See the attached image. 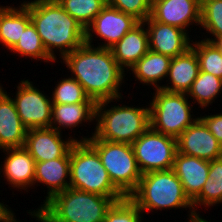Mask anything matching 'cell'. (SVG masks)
Listing matches in <instances>:
<instances>
[{
    "mask_svg": "<svg viewBox=\"0 0 222 222\" xmlns=\"http://www.w3.org/2000/svg\"><path fill=\"white\" fill-rule=\"evenodd\" d=\"M111 102L115 101L112 99L96 103V123H93L96 127L90 137L94 135L104 141L132 144L150 127L149 105L116 106V103L112 105Z\"/></svg>",
    "mask_w": 222,
    "mask_h": 222,
    "instance_id": "5b68a950",
    "label": "cell"
},
{
    "mask_svg": "<svg viewBox=\"0 0 222 222\" xmlns=\"http://www.w3.org/2000/svg\"><path fill=\"white\" fill-rule=\"evenodd\" d=\"M70 187L112 198L125 196L113 185L97 151L88 142H75L70 149Z\"/></svg>",
    "mask_w": 222,
    "mask_h": 222,
    "instance_id": "8992f818",
    "label": "cell"
},
{
    "mask_svg": "<svg viewBox=\"0 0 222 222\" xmlns=\"http://www.w3.org/2000/svg\"><path fill=\"white\" fill-rule=\"evenodd\" d=\"M191 48L197 55L200 71L222 79V51L218 45L199 39L192 41Z\"/></svg>",
    "mask_w": 222,
    "mask_h": 222,
    "instance_id": "83f0119b",
    "label": "cell"
},
{
    "mask_svg": "<svg viewBox=\"0 0 222 222\" xmlns=\"http://www.w3.org/2000/svg\"><path fill=\"white\" fill-rule=\"evenodd\" d=\"M28 11L48 55L55 62L85 43V29L57 0L28 1Z\"/></svg>",
    "mask_w": 222,
    "mask_h": 222,
    "instance_id": "7a4b0ae2",
    "label": "cell"
},
{
    "mask_svg": "<svg viewBox=\"0 0 222 222\" xmlns=\"http://www.w3.org/2000/svg\"><path fill=\"white\" fill-rule=\"evenodd\" d=\"M187 222H211V221L204 219V217L201 216L198 211V213L193 215Z\"/></svg>",
    "mask_w": 222,
    "mask_h": 222,
    "instance_id": "8d00e7d4",
    "label": "cell"
},
{
    "mask_svg": "<svg viewBox=\"0 0 222 222\" xmlns=\"http://www.w3.org/2000/svg\"><path fill=\"white\" fill-rule=\"evenodd\" d=\"M177 152L212 161L222 157V146L199 118L176 138Z\"/></svg>",
    "mask_w": 222,
    "mask_h": 222,
    "instance_id": "9a60e30c",
    "label": "cell"
},
{
    "mask_svg": "<svg viewBox=\"0 0 222 222\" xmlns=\"http://www.w3.org/2000/svg\"><path fill=\"white\" fill-rule=\"evenodd\" d=\"M222 92V79L199 71L198 76L192 83L190 90L187 92V96L193 99L194 103H197L199 108L206 109L215 102L216 98ZM220 93V94H219Z\"/></svg>",
    "mask_w": 222,
    "mask_h": 222,
    "instance_id": "484cf974",
    "label": "cell"
},
{
    "mask_svg": "<svg viewBox=\"0 0 222 222\" xmlns=\"http://www.w3.org/2000/svg\"><path fill=\"white\" fill-rule=\"evenodd\" d=\"M12 96L18 115L27 129L49 128L51 125V97L25 78L19 82Z\"/></svg>",
    "mask_w": 222,
    "mask_h": 222,
    "instance_id": "30bf717a",
    "label": "cell"
},
{
    "mask_svg": "<svg viewBox=\"0 0 222 222\" xmlns=\"http://www.w3.org/2000/svg\"><path fill=\"white\" fill-rule=\"evenodd\" d=\"M172 170L181 181L185 194L192 201L208 179L209 161L177 152Z\"/></svg>",
    "mask_w": 222,
    "mask_h": 222,
    "instance_id": "d6986e66",
    "label": "cell"
},
{
    "mask_svg": "<svg viewBox=\"0 0 222 222\" xmlns=\"http://www.w3.org/2000/svg\"><path fill=\"white\" fill-rule=\"evenodd\" d=\"M215 43L218 45V47H219V48L221 49V51H222V38H221V39H218Z\"/></svg>",
    "mask_w": 222,
    "mask_h": 222,
    "instance_id": "74e56055",
    "label": "cell"
},
{
    "mask_svg": "<svg viewBox=\"0 0 222 222\" xmlns=\"http://www.w3.org/2000/svg\"><path fill=\"white\" fill-rule=\"evenodd\" d=\"M171 57L148 50V52L132 67L133 77L139 83L161 89L162 81L167 80ZM161 81V82H160Z\"/></svg>",
    "mask_w": 222,
    "mask_h": 222,
    "instance_id": "603a6c76",
    "label": "cell"
},
{
    "mask_svg": "<svg viewBox=\"0 0 222 222\" xmlns=\"http://www.w3.org/2000/svg\"><path fill=\"white\" fill-rule=\"evenodd\" d=\"M129 198L142 213L182 208L189 209L187 219L195 215L192 201L185 194L181 181L172 169L142 174L136 190Z\"/></svg>",
    "mask_w": 222,
    "mask_h": 222,
    "instance_id": "277c9868",
    "label": "cell"
},
{
    "mask_svg": "<svg viewBox=\"0 0 222 222\" xmlns=\"http://www.w3.org/2000/svg\"><path fill=\"white\" fill-rule=\"evenodd\" d=\"M80 142H88L97 151L113 185L125 197H129L136 190L142 173L138 168L132 144L104 141L94 135H82Z\"/></svg>",
    "mask_w": 222,
    "mask_h": 222,
    "instance_id": "52a82bcc",
    "label": "cell"
},
{
    "mask_svg": "<svg viewBox=\"0 0 222 222\" xmlns=\"http://www.w3.org/2000/svg\"><path fill=\"white\" fill-rule=\"evenodd\" d=\"M154 91L152 100L148 103L150 128L164 135L179 137L198 119L191 114L194 105L190 102L193 101L188 100L186 93L168 92L162 89Z\"/></svg>",
    "mask_w": 222,
    "mask_h": 222,
    "instance_id": "ba28073f",
    "label": "cell"
},
{
    "mask_svg": "<svg viewBox=\"0 0 222 222\" xmlns=\"http://www.w3.org/2000/svg\"><path fill=\"white\" fill-rule=\"evenodd\" d=\"M1 84V83H0ZM27 128L23 125L14 101L0 85V150L23 147Z\"/></svg>",
    "mask_w": 222,
    "mask_h": 222,
    "instance_id": "e0dca14e",
    "label": "cell"
},
{
    "mask_svg": "<svg viewBox=\"0 0 222 222\" xmlns=\"http://www.w3.org/2000/svg\"><path fill=\"white\" fill-rule=\"evenodd\" d=\"M222 146V112L199 117Z\"/></svg>",
    "mask_w": 222,
    "mask_h": 222,
    "instance_id": "836d02e7",
    "label": "cell"
},
{
    "mask_svg": "<svg viewBox=\"0 0 222 222\" xmlns=\"http://www.w3.org/2000/svg\"><path fill=\"white\" fill-rule=\"evenodd\" d=\"M31 22L28 1L20 6H0V44L11 50L19 41L22 32Z\"/></svg>",
    "mask_w": 222,
    "mask_h": 222,
    "instance_id": "7402d4cb",
    "label": "cell"
},
{
    "mask_svg": "<svg viewBox=\"0 0 222 222\" xmlns=\"http://www.w3.org/2000/svg\"><path fill=\"white\" fill-rule=\"evenodd\" d=\"M62 135L51 127L28 129L23 147L30 153L35 162L70 158L72 145L75 142H80V139L73 135L67 137L68 139H63Z\"/></svg>",
    "mask_w": 222,
    "mask_h": 222,
    "instance_id": "7c38bea8",
    "label": "cell"
},
{
    "mask_svg": "<svg viewBox=\"0 0 222 222\" xmlns=\"http://www.w3.org/2000/svg\"><path fill=\"white\" fill-rule=\"evenodd\" d=\"M139 22L134 16L123 13L107 4L85 29V43L94 46L93 39L96 35L95 37L98 36L100 41H104L98 43L96 47L110 49Z\"/></svg>",
    "mask_w": 222,
    "mask_h": 222,
    "instance_id": "8fae6325",
    "label": "cell"
},
{
    "mask_svg": "<svg viewBox=\"0 0 222 222\" xmlns=\"http://www.w3.org/2000/svg\"><path fill=\"white\" fill-rule=\"evenodd\" d=\"M143 218L137 205L129 197H125L112 204L103 222H144Z\"/></svg>",
    "mask_w": 222,
    "mask_h": 222,
    "instance_id": "1f68e13d",
    "label": "cell"
},
{
    "mask_svg": "<svg viewBox=\"0 0 222 222\" xmlns=\"http://www.w3.org/2000/svg\"><path fill=\"white\" fill-rule=\"evenodd\" d=\"M61 60L95 103L123 99L121 86L127 73L118 65L111 49L84 43Z\"/></svg>",
    "mask_w": 222,
    "mask_h": 222,
    "instance_id": "6da1fadb",
    "label": "cell"
},
{
    "mask_svg": "<svg viewBox=\"0 0 222 222\" xmlns=\"http://www.w3.org/2000/svg\"><path fill=\"white\" fill-rule=\"evenodd\" d=\"M95 108V102L52 104L50 127L62 133V129L74 130L76 127H81L83 122L93 123L95 121Z\"/></svg>",
    "mask_w": 222,
    "mask_h": 222,
    "instance_id": "cb8c5ba5",
    "label": "cell"
},
{
    "mask_svg": "<svg viewBox=\"0 0 222 222\" xmlns=\"http://www.w3.org/2000/svg\"><path fill=\"white\" fill-rule=\"evenodd\" d=\"M151 17L189 32L201 24V0H152Z\"/></svg>",
    "mask_w": 222,
    "mask_h": 222,
    "instance_id": "4fadbf2b",
    "label": "cell"
},
{
    "mask_svg": "<svg viewBox=\"0 0 222 222\" xmlns=\"http://www.w3.org/2000/svg\"><path fill=\"white\" fill-rule=\"evenodd\" d=\"M13 54H18L17 56H23L24 58H31V60H41L44 62H55L47 53L41 37L37 33L35 25L30 22L25 30L22 32V35L19 41L15 46L10 50Z\"/></svg>",
    "mask_w": 222,
    "mask_h": 222,
    "instance_id": "4316f807",
    "label": "cell"
},
{
    "mask_svg": "<svg viewBox=\"0 0 222 222\" xmlns=\"http://www.w3.org/2000/svg\"><path fill=\"white\" fill-rule=\"evenodd\" d=\"M144 22L150 50L174 58L191 48L194 39L189 37V32L155 21L151 16Z\"/></svg>",
    "mask_w": 222,
    "mask_h": 222,
    "instance_id": "5bb4252c",
    "label": "cell"
},
{
    "mask_svg": "<svg viewBox=\"0 0 222 222\" xmlns=\"http://www.w3.org/2000/svg\"><path fill=\"white\" fill-rule=\"evenodd\" d=\"M220 203H222V157L209 161L208 179L201 192L192 200L195 214L202 205L206 209Z\"/></svg>",
    "mask_w": 222,
    "mask_h": 222,
    "instance_id": "d4e9b609",
    "label": "cell"
},
{
    "mask_svg": "<svg viewBox=\"0 0 222 222\" xmlns=\"http://www.w3.org/2000/svg\"><path fill=\"white\" fill-rule=\"evenodd\" d=\"M63 9L86 29L107 5V0H57Z\"/></svg>",
    "mask_w": 222,
    "mask_h": 222,
    "instance_id": "f1b7e54d",
    "label": "cell"
},
{
    "mask_svg": "<svg viewBox=\"0 0 222 222\" xmlns=\"http://www.w3.org/2000/svg\"><path fill=\"white\" fill-rule=\"evenodd\" d=\"M46 185L47 195L43 203L48 202L55 194L70 188V158H57L36 162L34 186Z\"/></svg>",
    "mask_w": 222,
    "mask_h": 222,
    "instance_id": "ffe728a7",
    "label": "cell"
},
{
    "mask_svg": "<svg viewBox=\"0 0 222 222\" xmlns=\"http://www.w3.org/2000/svg\"><path fill=\"white\" fill-rule=\"evenodd\" d=\"M135 158L142 174L170 170L177 153V140L150 127L133 143Z\"/></svg>",
    "mask_w": 222,
    "mask_h": 222,
    "instance_id": "9c48e42d",
    "label": "cell"
},
{
    "mask_svg": "<svg viewBox=\"0 0 222 222\" xmlns=\"http://www.w3.org/2000/svg\"><path fill=\"white\" fill-rule=\"evenodd\" d=\"M110 49L118 65L128 73L129 69L149 50L148 31L145 28V22L140 21Z\"/></svg>",
    "mask_w": 222,
    "mask_h": 222,
    "instance_id": "ac0fdd59",
    "label": "cell"
},
{
    "mask_svg": "<svg viewBox=\"0 0 222 222\" xmlns=\"http://www.w3.org/2000/svg\"><path fill=\"white\" fill-rule=\"evenodd\" d=\"M199 71L197 55L192 48H189L185 53L171 59L168 80H166V84H162L161 89L168 92L187 94Z\"/></svg>",
    "mask_w": 222,
    "mask_h": 222,
    "instance_id": "44dd1931",
    "label": "cell"
},
{
    "mask_svg": "<svg viewBox=\"0 0 222 222\" xmlns=\"http://www.w3.org/2000/svg\"><path fill=\"white\" fill-rule=\"evenodd\" d=\"M4 161L0 164V177L4 176L6 184L18 191L28 192L34 187L35 160L24 147L6 148L1 150ZM3 174V176L1 175ZM8 182V183H7ZM22 189V190H21Z\"/></svg>",
    "mask_w": 222,
    "mask_h": 222,
    "instance_id": "2e32d148",
    "label": "cell"
},
{
    "mask_svg": "<svg viewBox=\"0 0 222 222\" xmlns=\"http://www.w3.org/2000/svg\"><path fill=\"white\" fill-rule=\"evenodd\" d=\"M114 202L110 197L70 187L27 213L39 222H103Z\"/></svg>",
    "mask_w": 222,
    "mask_h": 222,
    "instance_id": "3957f363",
    "label": "cell"
},
{
    "mask_svg": "<svg viewBox=\"0 0 222 222\" xmlns=\"http://www.w3.org/2000/svg\"><path fill=\"white\" fill-rule=\"evenodd\" d=\"M14 215H15V213L11 209L4 217L3 222H20V221H17V219H16L17 217Z\"/></svg>",
    "mask_w": 222,
    "mask_h": 222,
    "instance_id": "d590c367",
    "label": "cell"
},
{
    "mask_svg": "<svg viewBox=\"0 0 222 222\" xmlns=\"http://www.w3.org/2000/svg\"><path fill=\"white\" fill-rule=\"evenodd\" d=\"M66 76L57 81L52 91V104H75L82 102H94L85 93L83 86L74 78Z\"/></svg>",
    "mask_w": 222,
    "mask_h": 222,
    "instance_id": "4dcf8cb0",
    "label": "cell"
},
{
    "mask_svg": "<svg viewBox=\"0 0 222 222\" xmlns=\"http://www.w3.org/2000/svg\"><path fill=\"white\" fill-rule=\"evenodd\" d=\"M200 27L211 36L203 40L215 43L222 38V0H201Z\"/></svg>",
    "mask_w": 222,
    "mask_h": 222,
    "instance_id": "f546056e",
    "label": "cell"
},
{
    "mask_svg": "<svg viewBox=\"0 0 222 222\" xmlns=\"http://www.w3.org/2000/svg\"><path fill=\"white\" fill-rule=\"evenodd\" d=\"M1 201L0 202V222H3L4 217L6 214L11 210V207L9 205L4 204L5 202Z\"/></svg>",
    "mask_w": 222,
    "mask_h": 222,
    "instance_id": "e575fe53",
    "label": "cell"
},
{
    "mask_svg": "<svg viewBox=\"0 0 222 222\" xmlns=\"http://www.w3.org/2000/svg\"><path fill=\"white\" fill-rule=\"evenodd\" d=\"M107 4L139 21H145L151 16L152 0H107Z\"/></svg>",
    "mask_w": 222,
    "mask_h": 222,
    "instance_id": "d6a6232c",
    "label": "cell"
}]
</instances>
